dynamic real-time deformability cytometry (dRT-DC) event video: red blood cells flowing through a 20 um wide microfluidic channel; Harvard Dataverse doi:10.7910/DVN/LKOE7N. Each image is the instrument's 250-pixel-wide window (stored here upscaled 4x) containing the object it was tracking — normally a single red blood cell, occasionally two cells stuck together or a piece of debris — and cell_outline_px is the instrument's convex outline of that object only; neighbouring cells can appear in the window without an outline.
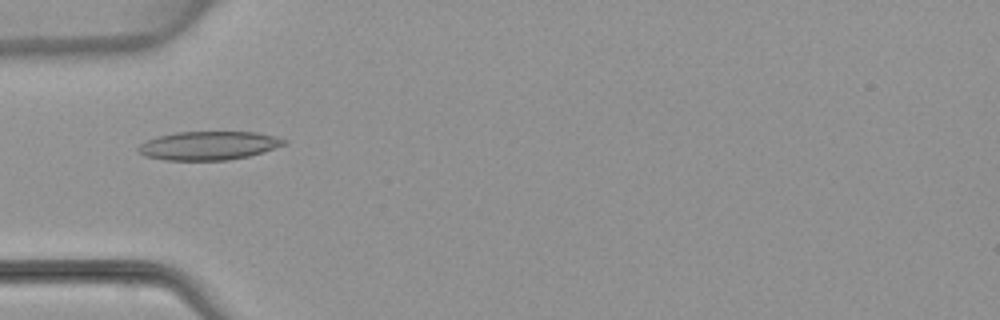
{"species": "common noctule bat (a hibernating species)", "species_latin": "Nyctalus noctula", "temperature_condition": "warm", "stored_images_in_passage": 5, "camera_frame_rate_fps": 3000, "um_per_image_px": 0.085, "animal": {"sex": "female", "body_mass_g": 22.7, "forearm_length_mm": 54.2}, "frame": {"image": 1, "passage_image": 5, "time_ms": 5.0, "image_size_px": [1000, 320], "cell_outline_px": [[288, 144], [264, 152], [248, 156], [228, 160], [164, 160], [144, 156], [136, 148], [140, 144], [148, 140], [160, 136], [176, 132], [256, 132], [276, 136], [288, 140]], "centroid_in_image_um": [17.79, 12.38], "position_along_channel_um": 67.2, "area_um2": 24.39}}